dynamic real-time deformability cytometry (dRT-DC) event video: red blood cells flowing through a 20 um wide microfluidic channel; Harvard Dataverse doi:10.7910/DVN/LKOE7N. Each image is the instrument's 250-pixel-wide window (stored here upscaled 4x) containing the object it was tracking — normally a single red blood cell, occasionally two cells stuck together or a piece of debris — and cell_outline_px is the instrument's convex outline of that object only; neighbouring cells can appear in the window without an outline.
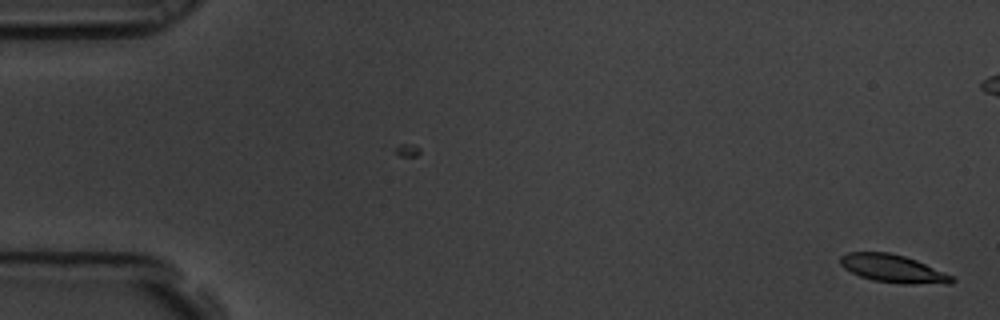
{"species": "common noctule bat (a hibernating species)", "species_latin": "Nyctalus noctula", "temperature_condition": "room temperature", "stored_images_in_passage": 60, "camera_frame_rate_fps": 3000, "um_per_image_px": 0.085, "animal": {"sex": "male", "body_mass_g": 19.5, "forearm_length_mm": 54.6}, "frame": {"image": 1, "passage_image": 1, "time_ms": 0.0, "image_size_px": [1000, 320], "cell_outline_px": [[956, 280], [952, 284], [904, 284], [872, 280], [860, 276], [844, 268], [840, 264], [840, 256], [848, 252], [888, 252], [904, 256], [916, 260], [952, 276]], "centroid_in_image_um": [75.91, 22.84], "position_along_channel_um": 9.1, "area_um2": 18.09}}
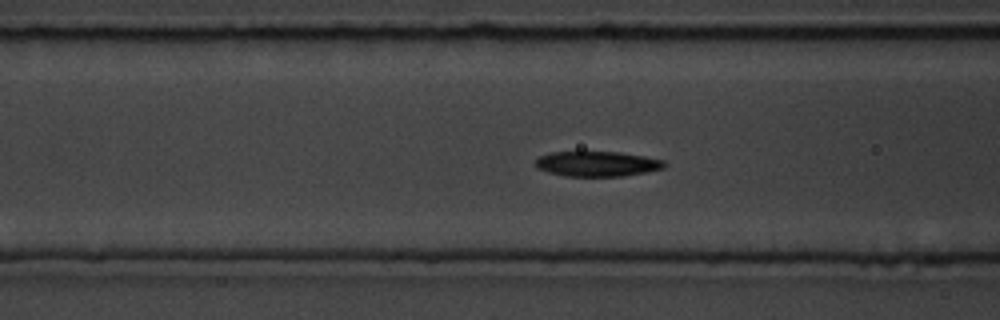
{"frame": {"image": 2, "passage_image": 23, "time_ms": 7.333, "image_size_px": [1000, 320], "cell_outline_px": [[668, 164], [664, 168], [624, 176], [564, 176], [548, 172], [536, 168], [536, 160], [540, 156], [552, 152], [620, 152], [644, 156], [664, 160]], "centroid_in_image_um": [50.78, 13.93], "position_along_channel_um": 115.8, "area_um2": 18.84}}
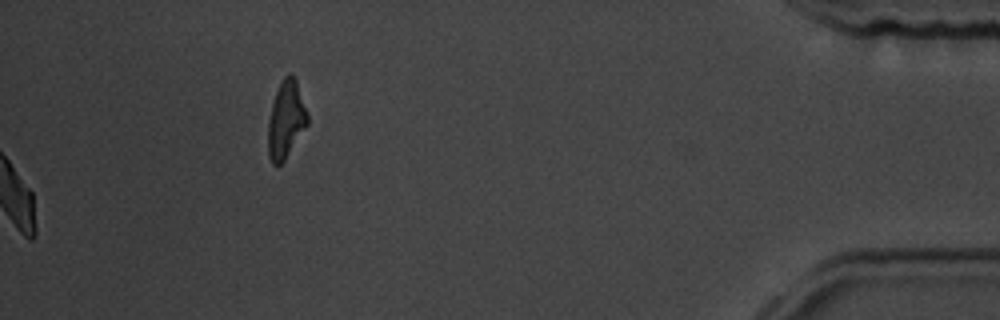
{"frame": {"image": 3, "passage_image": 60, "time_ms": 19.667, "image_size_px": [1000, 320], "cell_outline_px": [[308, 124], [284, 160], [280, 164], [272, 164], [268, 156], [268, 120], [272, 104], [276, 92], [284, 76], [288, 72], [292, 72], [296, 80], [308, 112]], "centroid_in_image_um": [24.31, 10.15], "position_along_channel_um": 410.9, "area_um2": 17.74}, "authors_computed_cell_mechanics": {"area_um2": 18.7561, "velocity_mm_per_s": 3.4408, "shape_relaxation_time_tau1_ms": 2.7825, "shape_relaxation_time_tau2_ms": 2.9604, "deformation_change_tau1": 0.1187, "deformation_change_tau2": 0.086}}